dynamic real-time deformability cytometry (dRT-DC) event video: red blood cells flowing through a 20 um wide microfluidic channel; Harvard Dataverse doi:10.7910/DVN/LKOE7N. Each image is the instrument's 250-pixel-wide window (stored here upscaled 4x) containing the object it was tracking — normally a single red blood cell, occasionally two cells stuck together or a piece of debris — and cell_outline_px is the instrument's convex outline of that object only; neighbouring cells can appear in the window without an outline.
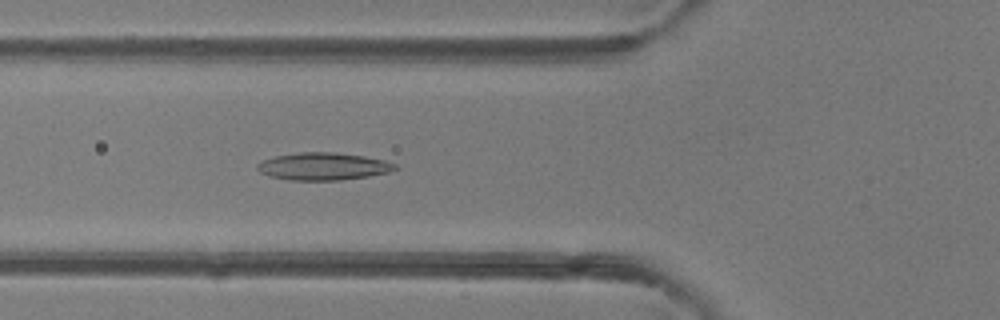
{"species": "common noctule bat (a hibernating species)", "species_latin": "Nyctalus noctula", "temperature_condition": "room temperature", "stored_images_in_passage": 45, "camera_frame_rate_fps": 3000, "um_per_image_px": 0.085, "animal": {"sex": "female"}, "frame": {"image": 1, "passage_image": 17, "time_ms": 5.333, "image_size_px": [1000, 320], "cell_outline_px": [[400, 168], [388, 172], [368, 176], [340, 180], [288, 180], [272, 176], [260, 172], [256, 168], [256, 164], [260, 160], [276, 156], [300, 152], [336, 152], [364, 156], [384, 160], [396, 164]], "centroid_in_image_um": [27.47, 14.13], "position_along_channel_um": 98.3, "area_um2": 22.08}}
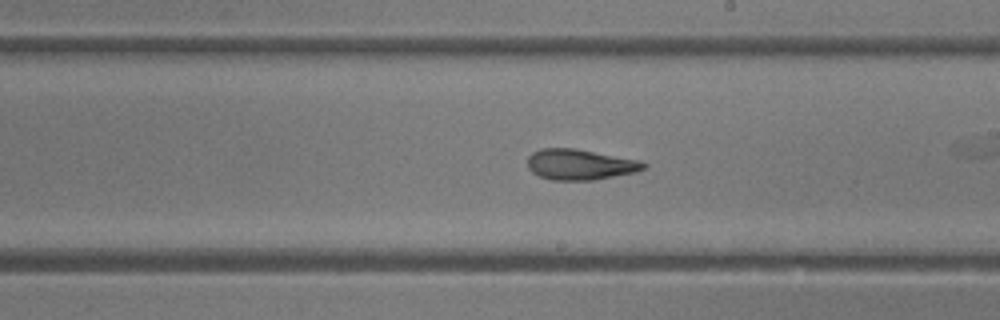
{"frame": {"image": 2, "passage_image": 27, "time_ms": 8.667, "image_size_px": [1000, 320], "cell_outline_px": [[648, 164], [644, 168], [636, 172], [592, 180], [552, 180], [540, 176], [532, 172], [528, 168], [528, 156], [532, 152], [540, 148], [576, 148], [636, 160]], "centroid_in_image_um": [49.25, 13.98], "position_along_channel_um": 239.7, "area_um2": 20.58}}
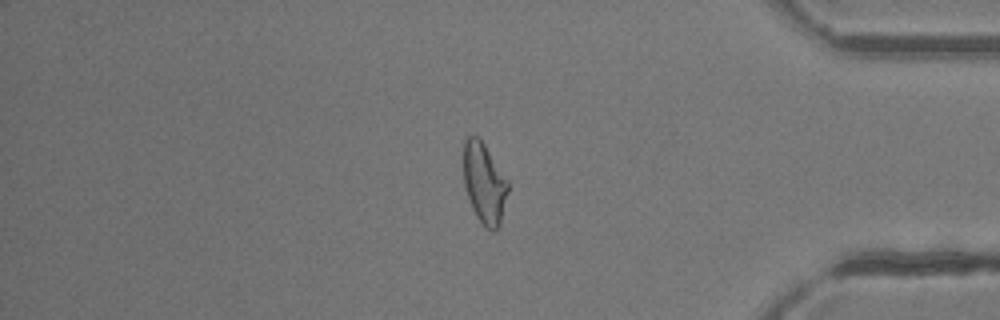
{"frame": {"image": 3, "passage_image": 40, "time_ms": 13.0, "image_size_px": [1000, 320], "cell_outline_px": [[508, 192], [500, 224], [492, 232], [476, 216], [472, 208], [464, 184], [464, 140], [468, 136], [476, 136], [484, 144], [508, 180]], "centroid_in_image_um": [41.17, 15.56], "position_along_channel_um": 394.0, "area_um2": 20.52}, "authors_computed_cell_mechanics": {"area_um2": 21.4438, "velocity_mm_per_s": 4.2298, "shape_relaxation_time_tau1_ms": 8.4945, "shape_relaxation_time_tau2_ms": 2.3595, "deformation_change_tau1": 0.2313, "deformation_change_tau2": 0.1098}}